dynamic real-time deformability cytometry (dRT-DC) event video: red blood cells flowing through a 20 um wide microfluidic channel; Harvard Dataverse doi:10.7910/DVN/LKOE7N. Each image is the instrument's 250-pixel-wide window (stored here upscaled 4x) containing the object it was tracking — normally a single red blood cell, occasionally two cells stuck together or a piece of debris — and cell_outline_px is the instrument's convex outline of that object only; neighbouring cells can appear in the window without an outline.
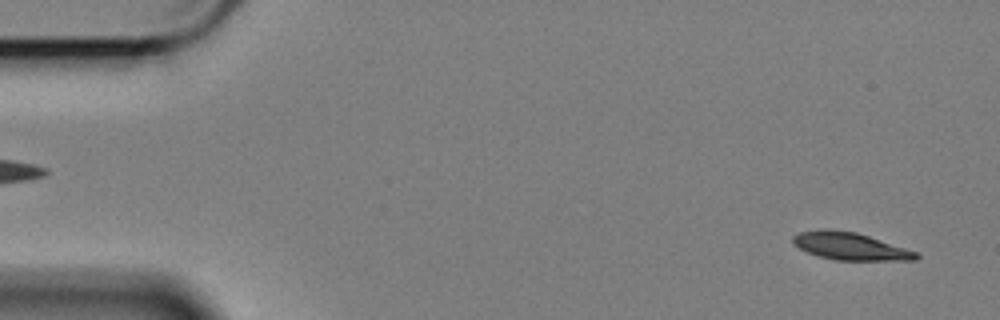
{"species": "Egyptian fruit bat (a non-hibernating species)", "species_latin": "Rousettus aegyptiacus", "temperature_condition": "cold", "stored_images_in_passage": 8, "camera_frame_rate_fps": 3000, "um_per_image_px": 0.085, "animal": {"sex": "female"}, "frame": {"image": 1, "passage_image": 2, "time_ms": 0.333, "image_size_px": [1000, 320], "cell_outline_px": [[920, 256], [916, 260], [836, 260], [820, 256], [808, 252], [792, 244], [792, 236], [800, 232], [824, 228], [856, 232], [920, 252]], "centroid_in_image_um": [72.29, 20.92], "position_along_channel_um": 12.7, "area_um2": 19.77}}